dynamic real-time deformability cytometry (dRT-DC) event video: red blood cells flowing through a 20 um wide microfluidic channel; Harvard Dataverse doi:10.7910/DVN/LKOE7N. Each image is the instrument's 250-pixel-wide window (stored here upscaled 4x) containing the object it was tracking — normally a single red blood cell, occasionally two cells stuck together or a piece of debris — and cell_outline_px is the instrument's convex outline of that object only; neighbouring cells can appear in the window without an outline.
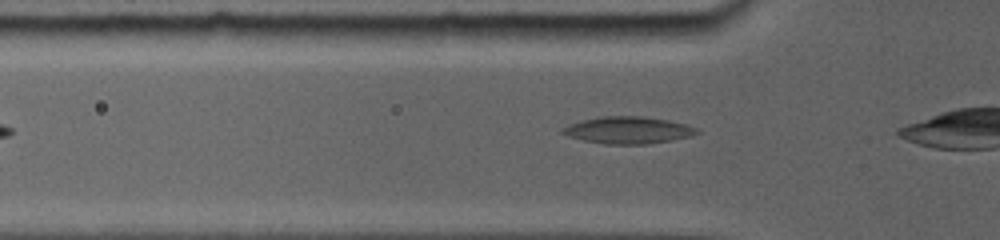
{"species": "common noctule bat (a hibernating species)", "species_latin": "Nyctalus noctula", "temperature_condition": "room temperature", "stored_images_in_passage": 27, "camera_frame_rate_fps": 5000, "um_per_image_px": 0.085, "animal": {"sex": "female", "body_mass_g": 19.0, "forearm_length_mm": 56.7}, "frame": {"image": 1, "passage_image": 2, "time_ms": 0.4, "image_size_px": [1000, 240], "cell_outline_px": [[696, 132], [684, 136], [668, 140], [644, 144], [608, 144], [584, 140], [572, 136], [564, 132], [564, 128], [572, 124], [584, 120], [600, 116], [640, 116], [664, 120], [684, 124], [692, 128]], "centroid_in_image_um": [53.32, 11.05], "position_along_channel_um": 72.5, "area_um2": 19.83}}
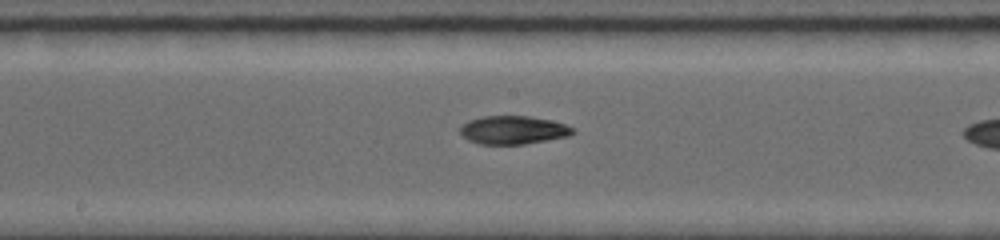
{"frame": {"image": 2, "passage_image": 11, "time_ms": 3.8, "image_size_px": [1000, 240], "cell_outline_px": [[572, 132], [564, 136], [524, 144], [480, 144], [468, 140], [460, 132], [460, 128], [468, 120], [484, 116], [528, 116], [552, 120], [564, 124], [572, 128]], "centroid_in_image_um": [43.55, 11.04], "position_along_channel_um": 204.7, "area_um2": 18.15}}
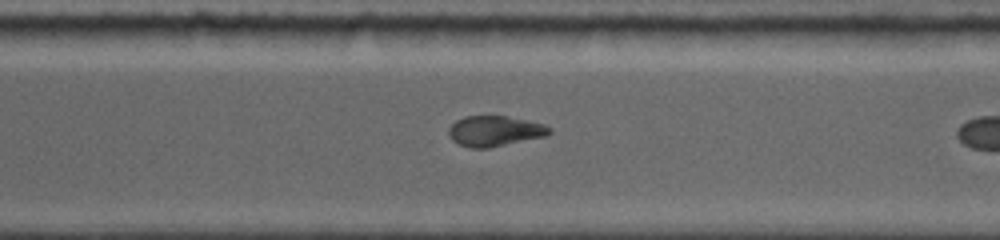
{"frame": {"image": 3, "passage_image": 19, "time_ms": 7.0, "image_size_px": [1000, 240], "cell_outline_px": [[552, 132], [548, 136], [488, 148], [472, 148], [460, 144], [452, 140], [448, 136], [448, 128], [456, 120], [464, 116], [504, 116], [544, 124], [552, 128]], "centroid_in_image_um": [42.06, 11.14], "position_along_channel_um": 328.5, "area_um2": 17.92}, "authors_computed_cell_mechanics": {"area_um2": 18.496, "velocity_mm_per_s": 3.8823, "shape_relaxation_time_tau1_ms": null, "shape_relaxation_time_tau2_ms": 3.8801, "deformation_change_tau1": null, "deformation_change_tau2": 0.0876}}